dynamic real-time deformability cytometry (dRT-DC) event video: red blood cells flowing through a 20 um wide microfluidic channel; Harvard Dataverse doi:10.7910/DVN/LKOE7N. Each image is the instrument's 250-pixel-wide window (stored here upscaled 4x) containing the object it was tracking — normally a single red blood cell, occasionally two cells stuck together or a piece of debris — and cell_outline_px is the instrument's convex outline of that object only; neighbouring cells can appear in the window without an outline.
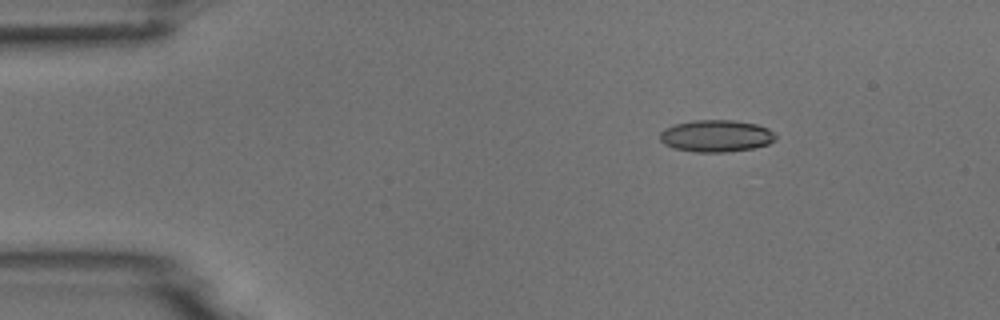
{"species": "common noctule bat (a hibernating species)", "species_latin": "Nyctalus noctula", "temperature_condition": "room temperature", "stored_images_in_passage": 4, "camera_frame_rate_fps": 3000, "um_per_image_px": 0.085, "animal": {"sex": "male", "body_mass_g": 18.8}, "frame": {"image": 1, "passage_image": 3, "time_ms": 0.667, "image_size_px": [1000, 320], "cell_outline_px": [[776, 140], [768, 144], [752, 148], [728, 152], [696, 152], [676, 148], [664, 144], [660, 140], [660, 132], [664, 128], [676, 124], [692, 120], [732, 120], [756, 124], [768, 128], [776, 132]], "centroid_in_image_um": [60.9, 11.55], "position_along_channel_um": 24.1, "area_um2": 21.62}}